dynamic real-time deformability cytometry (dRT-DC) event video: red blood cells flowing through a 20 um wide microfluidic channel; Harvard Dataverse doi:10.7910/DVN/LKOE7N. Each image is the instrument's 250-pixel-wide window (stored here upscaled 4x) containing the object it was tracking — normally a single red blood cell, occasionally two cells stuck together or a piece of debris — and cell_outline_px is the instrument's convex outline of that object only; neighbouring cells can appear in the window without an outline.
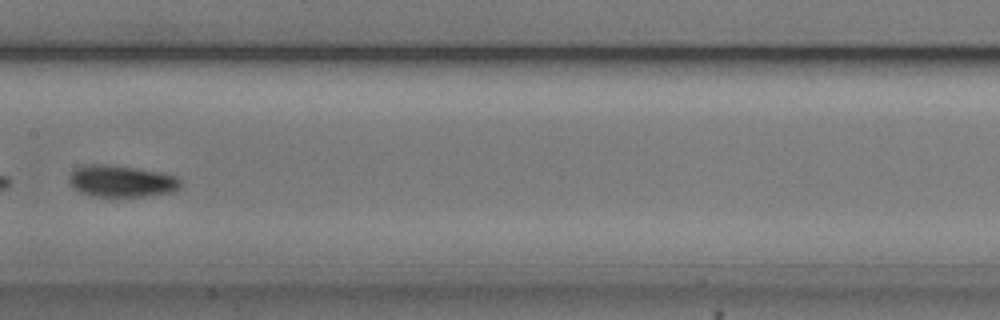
{"species": "common noctule bat (a hibernating species)", "species_latin": "Nyctalus noctula", "temperature_condition": "cold", "stored_images_in_passage": 9, "camera_frame_rate_fps": 3000, "um_per_image_px": 0.085, "animal": {"sex": "male", "body_mass_g": 20.5, "forearm_length_mm": 52.5}, "frame": {"image": 1, "passage_image": 6, "time_ms": 6.667, "image_size_px": [1000, 320], "cell_outline_px": [[180, 188], [172, 192], [144, 196], [92, 196], [80, 192], [72, 188], [68, 180], [72, 172], [76, 168], [84, 164], [104, 164], [136, 168], [164, 172], [180, 176]], "centroid_in_image_um": [10.34, 15.39], "position_along_channel_um": 197.1, "area_um2": 20.81}}